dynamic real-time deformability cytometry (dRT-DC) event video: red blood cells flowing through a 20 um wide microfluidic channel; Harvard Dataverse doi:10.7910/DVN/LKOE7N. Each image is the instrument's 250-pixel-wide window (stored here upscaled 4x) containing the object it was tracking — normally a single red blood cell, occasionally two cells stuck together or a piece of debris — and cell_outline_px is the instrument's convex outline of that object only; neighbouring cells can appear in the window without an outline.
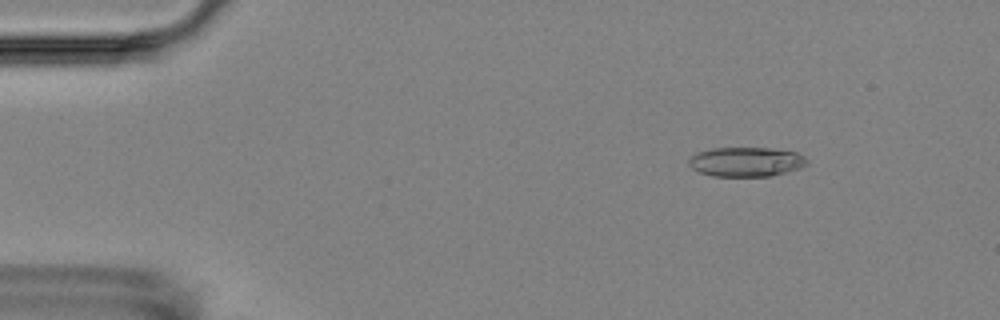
{"species": "Egyptian fruit bat (a non-hibernating species)", "species_latin": "Rousettus aegyptiacus", "temperature_condition": "room temperature", "stored_images_in_passage": 16, "camera_frame_rate_fps": 3000, "um_per_image_px": 0.085, "animal": {"sex": "female"}, "frame": {"image": 1, "passage_image": 3, "time_ms": 2.333, "image_size_px": [1000, 320], "cell_outline_px": [[808, 164], [800, 168], [768, 176], [712, 176], [700, 172], [692, 168], [688, 164], [688, 160], [696, 152], [712, 148], [772, 148], [796, 152], [804, 156], [808, 160]], "centroid_in_image_um": [63.41, 13.74], "position_along_channel_um": 21.6, "area_um2": 20.29}}
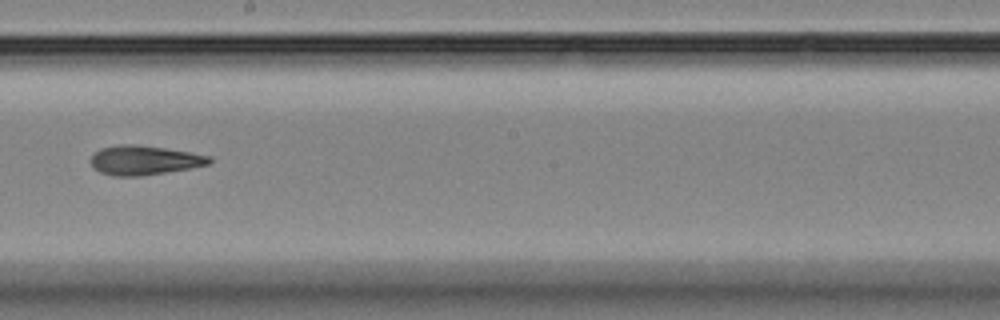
{"frame": {"image": 2, "passage_image": 10, "time_ms": 10.667, "image_size_px": [1000, 320], "cell_outline_px": [[212, 160], [208, 164], [192, 168], [140, 176], [112, 176], [100, 172], [88, 160], [100, 148], [120, 144], [136, 144], [164, 148], [212, 156]], "centroid_in_image_um": [12.25, 13.62], "position_along_channel_um": 235.9, "area_um2": 20.23}}
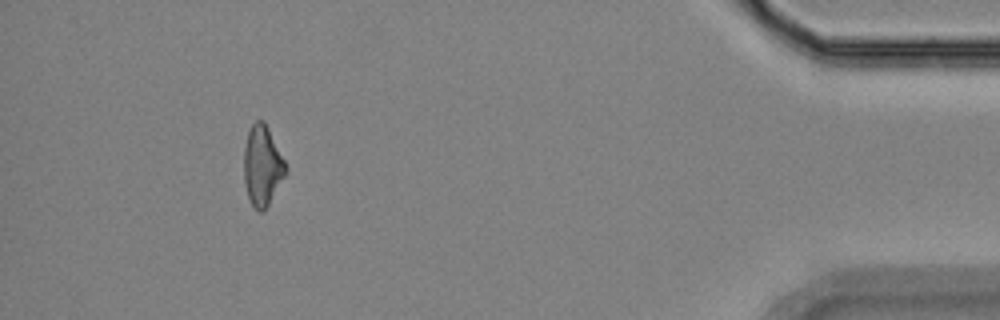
{"frame": {"image": 3, "passage_image": 15, "time_ms": 17.333, "image_size_px": [1000, 320], "cell_outline_px": [[288, 168], [284, 176], [268, 204], [260, 212], [252, 204], [248, 196], [244, 184], [244, 148], [248, 132], [252, 124], [256, 120], [264, 120]], "centroid_in_image_um": [22.28, 14.05], "position_along_channel_um": 412.9, "area_um2": 19.07}, "authors_computed_cell_mechanics": {"area_um2": 20.2011, "velocity_mm_per_s": 3.5309, "shape_relaxation_time_tau1_ms": 4.5328, "shape_relaxation_time_tau2_ms": 3.5317, "deformation_change_tau1": 0.1256, "deformation_change_tau2": 0.1325}}